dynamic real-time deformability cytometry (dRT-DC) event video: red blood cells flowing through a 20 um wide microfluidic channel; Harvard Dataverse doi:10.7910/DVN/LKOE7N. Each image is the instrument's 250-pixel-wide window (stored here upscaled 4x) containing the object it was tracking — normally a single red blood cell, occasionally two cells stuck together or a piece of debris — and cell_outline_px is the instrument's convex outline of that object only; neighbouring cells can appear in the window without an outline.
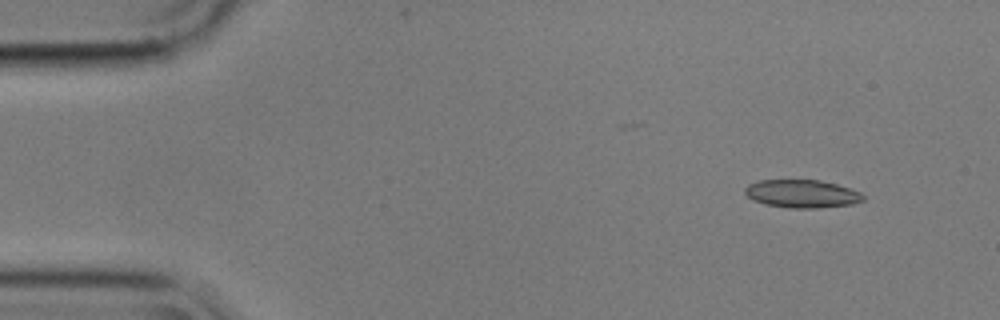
{"species": "common noctule bat (a hibernating species)", "species_latin": "Nyctalus noctula", "temperature_condition": "cold", "stored_images_in_passage": 4, "camera_frame_rate_fps": 3000, "um_per_image_px": 0.085, "animal": {"sex": "male", "body_mass_g": 17.9}, "frame": {"image": 1, "passage_image": 1, "time_ms": 0.0, "image_size_px": [1000, 320], "cell_outline_px": [[864, 200], [852, 204], [816, 208], [792, 208], [768, 204], [752, 200], [744, 192], [744, 188], [748, 184], [760, 180], [820, 180], [836, 184], [860, 192], [864, 196]], "centroid_in_image_um": [68.16, 16.46], "position_along_channel_um": 16.8, "area_um2": 19.13}}
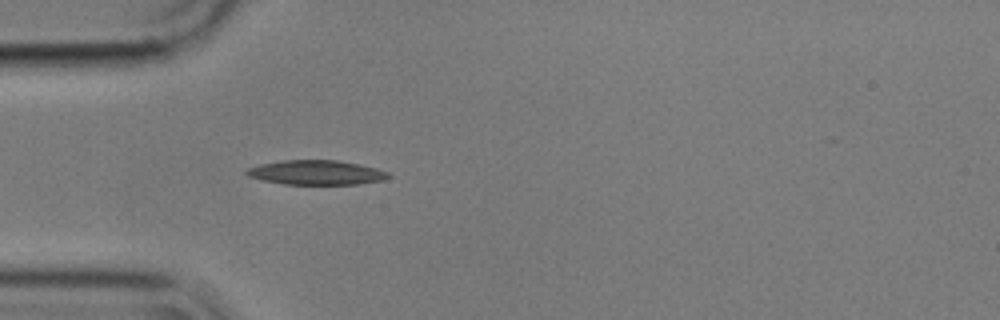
{"frame": {"image": 2, "passage_image": 4, "time_ms": 1.0, "image_size_px": [1000, 320], "cell_outline_px": [[392, 176], [380, 180], [356, 184], [284, 184], [260, 180], [248, 176], [244, 172], [248, 168], [260, 164], [284, 160], [336, 160], [360, 164], [376, 168], [388, 172]], "centroid_in_image_um": [26.85, 14.66], "position_along_channel_um": 58.2, "area_um2": 20.17}}